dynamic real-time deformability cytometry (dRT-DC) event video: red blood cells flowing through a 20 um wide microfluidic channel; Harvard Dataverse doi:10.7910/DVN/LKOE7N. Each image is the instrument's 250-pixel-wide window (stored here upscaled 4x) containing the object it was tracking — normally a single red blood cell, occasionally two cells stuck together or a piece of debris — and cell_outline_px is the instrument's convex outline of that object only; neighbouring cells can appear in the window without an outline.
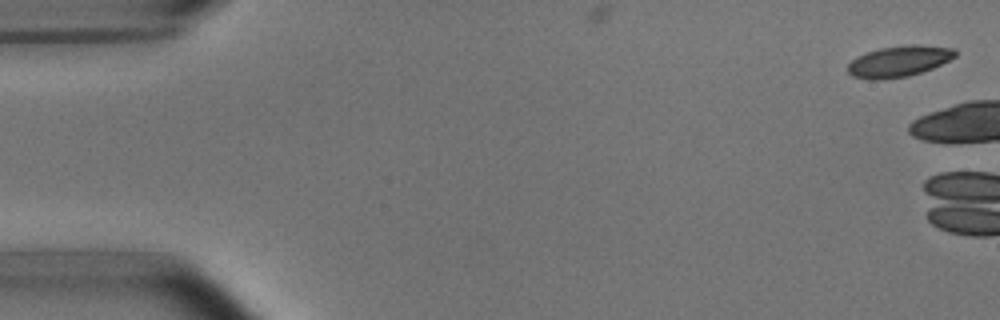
{"species": "common noctule bat (a hibernating species)", "species_latin": "Nyctalus noctula", "temperature_condition": "room temperature", "stored_images_in_passage": 2, "camera_frame_rate_fps": 3000, "um_per_image_px": 0.085, "animal": {"sex": "male", "body_mass_g": 15.6}, "frame": {"image": 1, "passage_image": 1, "time_ms": 0.0, "image_size_px": [1000, 320], "cell_outline_px": [[956, 56], [932, 68], [908, 76], [876, 80], [872, 80], [852, 76], [848, 72], [848, 64], [856, 56], [880, 48], [908, 44], [916, 44], [956, 48]], "centroid_in_image_um": [76.4, 5.2], "position_along_channel_um": 8.6, "area_um2": 19.36}}